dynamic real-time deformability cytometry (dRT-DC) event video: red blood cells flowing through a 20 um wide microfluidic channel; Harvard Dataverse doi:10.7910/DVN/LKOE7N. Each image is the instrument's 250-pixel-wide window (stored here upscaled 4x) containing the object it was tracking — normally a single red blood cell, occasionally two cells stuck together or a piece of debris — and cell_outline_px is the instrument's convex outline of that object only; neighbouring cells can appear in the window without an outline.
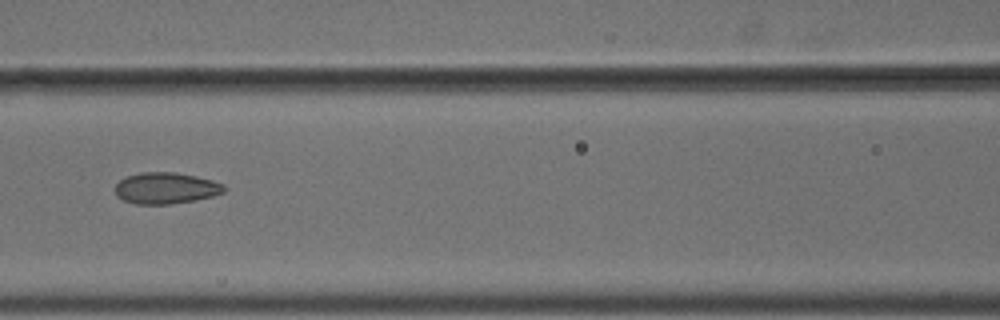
{"species": "common noctule bat (a hibernating species)", "species_latin": "Nyctalus noctula", "temperature_condition": "cold", "stored_images_in_passage": 8, "camera_frame_rate_fps": 3000, "um_per_image_px": 0.085, "animal": {"sex": "male", "body_mass_g": 18.8}, "frame": {"image": 1, "passage_image": 7, "time_ms": 2.0, "image_size_px": [1000, 320], "cell_outline_px": [[224, 192], [212, 196], [196, 200], [172, 204], [136, 204], [124, 200], [116, 196], [116, 184], [120, 180], [128, 176], [140, 172], [176, 172], [196, 176], [212, 180], [224, 184]], "centroid_in_image_um": [14.1, 15.99], "position_along_channel_um": 152.5, "area_um2": 19.88}}
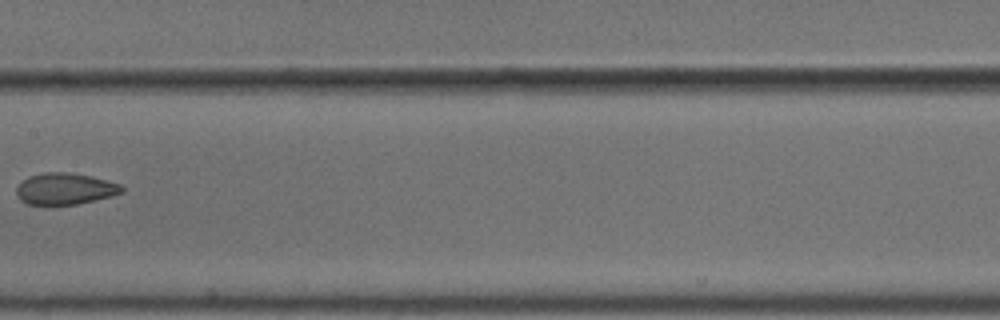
{"frame": {"image": 2, "passage_image": 8, "time_ms": 2.333, "image_size_px": [1000, 320], "cell_outline_px": [[124, 192], [112, 196], [76, 204], [28, 204], [20, 200], [16, 192], [16, 188], [28, 176], [44, 172], [64, 172], [92, 176], [120, 184], [124, 188]], "centroid_in_image_um": [5.54, 16.04], "position_along_channel_um": 201.9, "area_um2": 19.19}}